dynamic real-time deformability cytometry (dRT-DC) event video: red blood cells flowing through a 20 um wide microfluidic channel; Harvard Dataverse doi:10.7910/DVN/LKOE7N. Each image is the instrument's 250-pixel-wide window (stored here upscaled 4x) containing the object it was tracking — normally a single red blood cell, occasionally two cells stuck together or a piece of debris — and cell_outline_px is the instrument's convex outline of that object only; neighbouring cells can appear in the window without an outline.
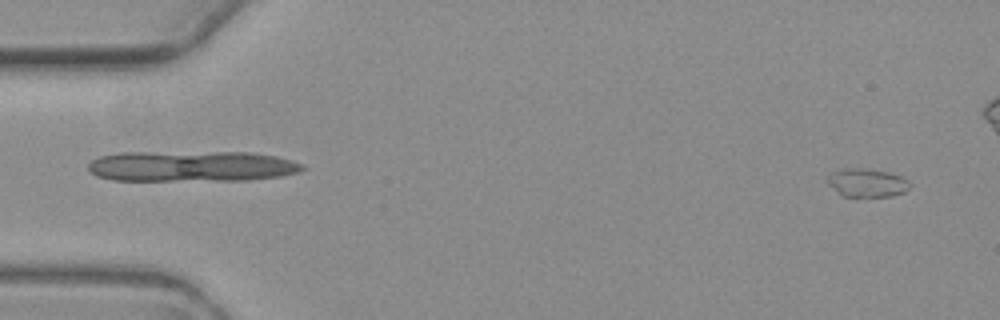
{"species": "common noctule bat (a hibernating species)", "species_latin": "Nyctalus noctula", "temperature_condition": "warm", "stored_images_in_passage": 5, "segment_of_instrument_passage": [2, 2], "camera_frame_rate_fps": 3000, "um_per_image_px": 0.085, "animal": {"sex": "female", "body_mass_g": 19.3, "forearm_length_mm": 54.1}, "frame": {"image": 1, "passage_image": 5, "time_ms": 5.0, "image_size_px": [1000, 320], "cell_outline_px": [[912, 184], [904, 192], [892, 196], [844, 196], [828, 184], [828, 176], [832, 172], [844, 168], [864, 168], [888, 172], [900, 176], [908, 180]], "centroid_in_image_um": [73.72, 15.52], "position_along_channel_um": 11.3, "area_um2": 13.47}}